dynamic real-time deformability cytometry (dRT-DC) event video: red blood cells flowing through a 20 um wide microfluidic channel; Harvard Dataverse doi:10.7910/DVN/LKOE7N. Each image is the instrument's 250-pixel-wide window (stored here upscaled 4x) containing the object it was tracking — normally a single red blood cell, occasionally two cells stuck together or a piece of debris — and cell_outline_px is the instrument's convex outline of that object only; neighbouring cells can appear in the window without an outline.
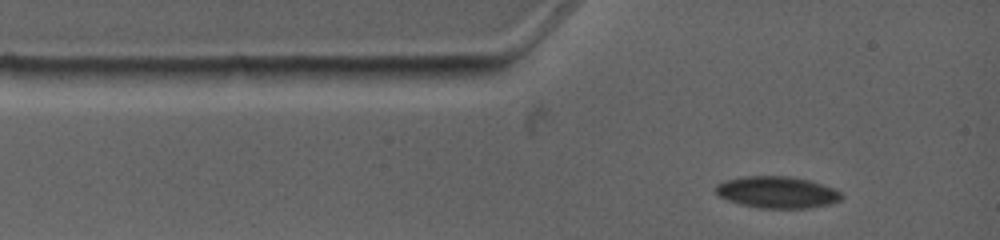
{"species": "common noctule bat (a hibernating species)", "species_latin": "Nyctalus noctula", "temperature_condition": "warm", "stored_images_in_passage": 2, "camera_frame_rate_fps": 4500, "um_per_image_px": 0.085, "animal": {"sex": "female", "body_mass_g": 19.0, "forearm_length_mm": 53.3}, "frame": {"image": 1, "passage_image": 1, "time_ms": 0.0, "image_size_px": [1000, 240], "cell_outline_px": [[844, 196], [840, 200], [828, 204], [808, 208], [756, 208], [740, 204], [728, 200], [720, 196], [716, 192], [716, 184], [728, 180], [744, 176], [788, 176], [808, 180], [832, 188], [840, 192]], "centroid_in_image_um": [66.04, 16.35], "position_along_channel_um": 19.0, "area_um2": 23.0}}
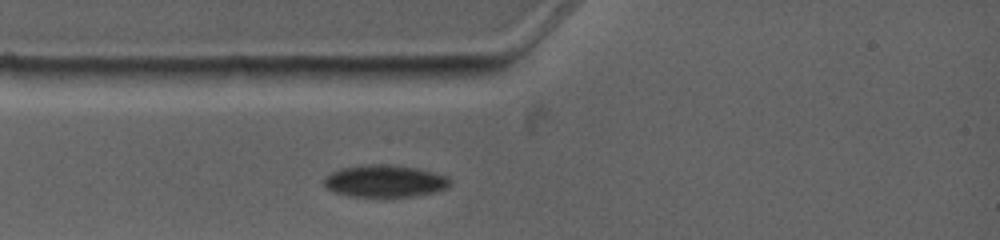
{"frame": {"image": 2, "passage_image": 2, "time_ms": 1.333, "image_size_px": [1000, 240], "cell_outline_px": [[452, 180], [448, 188], [416, 196], [384, 200], [380, 200], [348, 196], [332, 192], [324, 184], [324, 180], [332, 172], [340, 168], [376, 164], [412, 168], [432, 172], [448, 176]], "centroid_in_image_um": [32.71, 15.47], "position_along_channel_um": 52.3, "area_um2": 24.16}}